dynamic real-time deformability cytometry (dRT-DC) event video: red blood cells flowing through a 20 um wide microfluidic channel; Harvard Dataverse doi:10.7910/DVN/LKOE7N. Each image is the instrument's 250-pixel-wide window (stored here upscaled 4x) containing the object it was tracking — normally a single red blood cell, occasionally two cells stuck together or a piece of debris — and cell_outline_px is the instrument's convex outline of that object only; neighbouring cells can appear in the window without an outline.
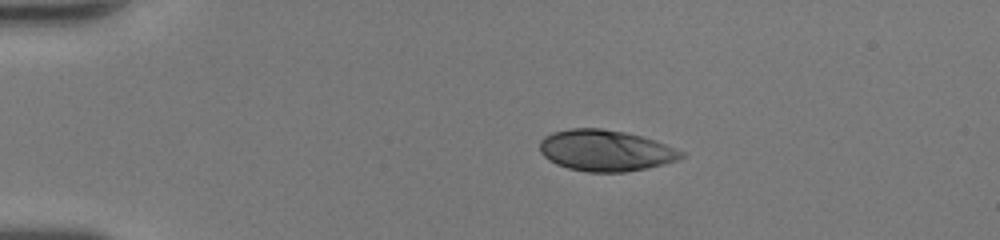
{"species": "human", "species_latin": "Homo sapiens", "temperature_condition": "room temperature", "stored_images_in_passage": 39, "camera_frame_rate_fps": 3000, "um_per_image_px": 0.085, "donor": {"sex": "female"}, "frame": {"image": 1, "passage_image": 1, "time_ms": 0.0, "image_size_px": [1000, 240], "cell_outline_px": [[684, 156], [680, 160], [648, 168], [624, 172], [588, 172], [568, 168], [556, 164], [548, 160], [540, 152], [540, 140], [544, 136], [552, 132], [572, 128], [600, 128], [624, 132], [656, 140], [684, 152]], "centroid_in_image_um": [51.47, 12.8], "position_along_channel_um": 33.5, "area_um2": 34.1}}
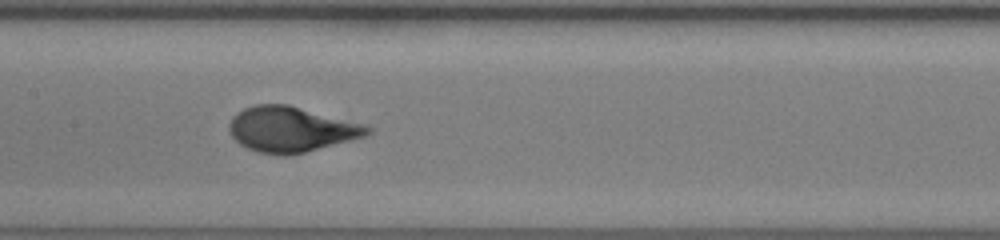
{"frame": {"image": 2, "passage_image": 16, "time_ms": 5.0, "image_size_px": [1000, 240], "cell_outline_px": [[372, 132], [364, 136], [304, 152], [288, 156], [284, 156], [260, 152], [248, 148], [240, 144], [232, 136], [228, 128], [228, 124], [232, 116], [236, 112], [244, 108], [256, 104], [288, 104], [360, 124], [372, 128]], "centroid_in_image_um": [24.66, 10.99], "position_along_channel_um": 182.7, "area_um2": 35.95}}
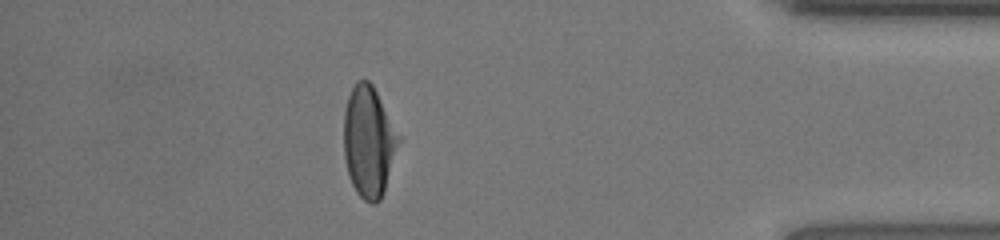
{"frame": {"image": 3, "passage_image": 34, "time_ms": 11.0, "image_size_px": [1000, 240], "cell_outline_px": [[400, 140], [384, 192], [380, 200], [376, 204], [372, 204], [364, 200], [356, 192], [348, 176], [344, 156], [344, 112], [348, 96], [356, 80], [368, 80], [372, 84], [400, 136]], "centroid_in_image_um": [31.33, 12.06], "position_along_channel_um": 403.9, "area_um2": 35.37}, "authors_computed_cell_mechanics": {"area_um2": 36.0094, "velocity_mm_per_s": 4.2919, "shape_relaxation_time_tau1_ms": 3.4262, "shape_relaxation_time_tau2_ms": null, "deformation_change_tau1": 0.2, "deformation_change_tau2": null}}